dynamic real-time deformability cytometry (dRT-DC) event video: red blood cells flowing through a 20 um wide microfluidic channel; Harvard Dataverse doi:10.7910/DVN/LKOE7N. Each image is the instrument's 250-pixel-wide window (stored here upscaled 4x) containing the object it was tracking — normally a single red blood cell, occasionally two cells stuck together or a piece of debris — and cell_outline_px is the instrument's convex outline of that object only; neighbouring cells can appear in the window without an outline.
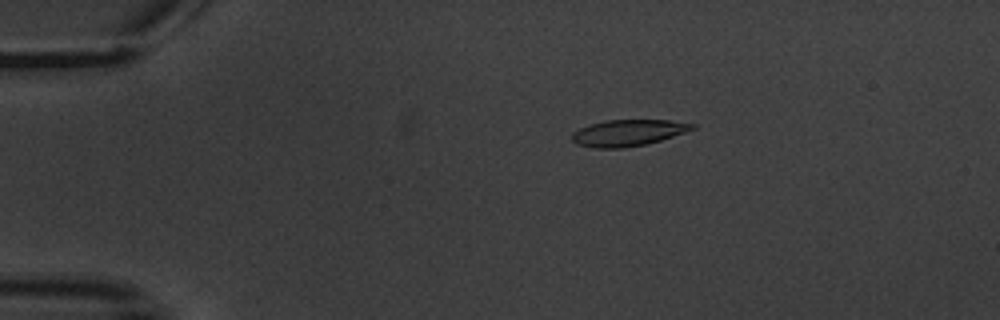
{"species": "common noctule bat (a hibernating species)", "species_latin": "Nyctalus noctula", "temperature_condition": "warm", "stored_images_in_passage": 5, "camera_frame_rate_fps": 3000, "um_per_image_px": 0.085, "animal": {"sex": "male", "body_mass_g": 20.1, "forearm_length_mm": 53.5}, "frame": {"image": 1, "passage_image": 5, "time_ms": 5.0, "image_size_px": [1000, 320], "cell_outline_px": [[696, 128], [660, 140], [644, 144], [624, 148], [596, 148], [576, 144], [572, 140], [572, 132], [588, 124], [604, 120], [668, 120], [696, 124]], "centroid_in_image_um": [53.34, 11.28], "position_along_channel_um": 31.7, "area_um2": 18.44}}